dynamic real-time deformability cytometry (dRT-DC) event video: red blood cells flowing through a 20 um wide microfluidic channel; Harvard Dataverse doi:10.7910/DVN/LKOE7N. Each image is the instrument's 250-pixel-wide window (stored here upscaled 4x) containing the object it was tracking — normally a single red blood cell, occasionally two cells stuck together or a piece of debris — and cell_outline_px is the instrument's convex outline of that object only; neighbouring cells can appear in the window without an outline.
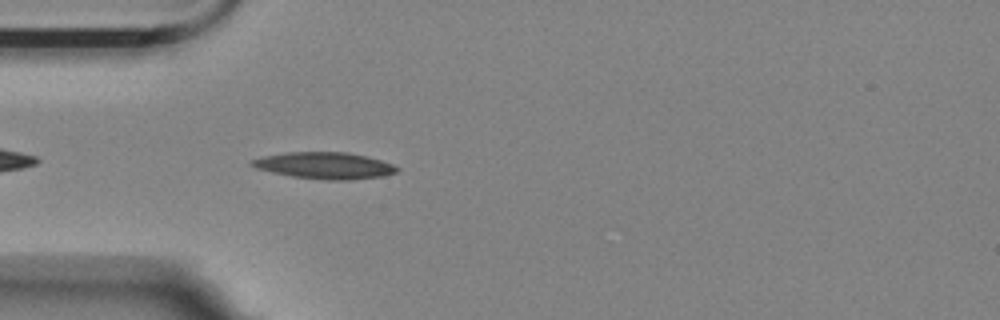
{"species": "Egyptian fruit bat (a non-hibernating species)", "species_latin": "Rousettus aegyptiacus", "temperature_condition": "room temperature", "stored_images_in_passage": 3, "camera_frame_rate_fps": 3000, "um_per_image_px": 0.085, "animal": {"sex": "female"}, "frame": {"image": 1, "passage_image": 3, "time_ms": 0.667, "image_size_px": [1000, 320], "cell_outline_px": [[400, 168], [396, 172], [380, 176], [348, 180], [328, 180], [292, 176], [272, 172], [256, 168], [248, 164], [248, 160], [264, 156], [288, 152], [348, 152], [380, 160], [392, 164]], "centroid_in_image_um": [27.54, 14.06], "position_along_channel_um": 57.5, "area_um2": 22.31}}